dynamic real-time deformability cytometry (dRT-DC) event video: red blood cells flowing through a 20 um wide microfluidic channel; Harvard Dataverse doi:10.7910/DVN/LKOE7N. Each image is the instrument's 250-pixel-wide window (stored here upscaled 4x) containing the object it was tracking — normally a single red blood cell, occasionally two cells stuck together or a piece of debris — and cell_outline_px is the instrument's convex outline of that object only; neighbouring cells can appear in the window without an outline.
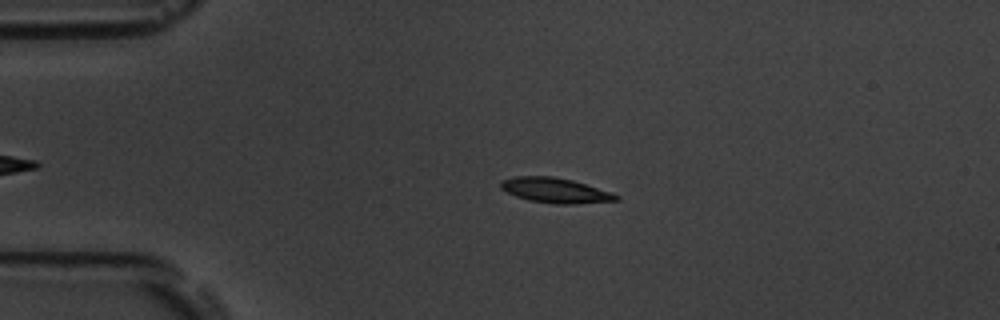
{"species": "common noctule bat (a hibernating species)", "species_latin": "Nyctalus noctula", "temperature_condition": "room temperature", "stored_images_in_passage": 45, "camera_frame_rate_fps": 3000, "um_per_image_px": 0.085, "animal": {"sex": "male", "body_mass_g": 19.5, "forearm_length_mm": 54.6}, "frame": {"image": 1, "passage_image": 9, "time_ms": 2.667, "image_size_px": [1000, 320], "cell_outline_px": [[620, 200], [572, 204], [556, 204], [528, 200], [516, 196], [500, 188], [500, 180], [516, 176], [552, 176], [572, 180], [612, 192], [620, 196]], "centroid_in_image_um": [47.2, 16.18], "position_along_channel_um": 37.8, "area_um2": 16.82}}
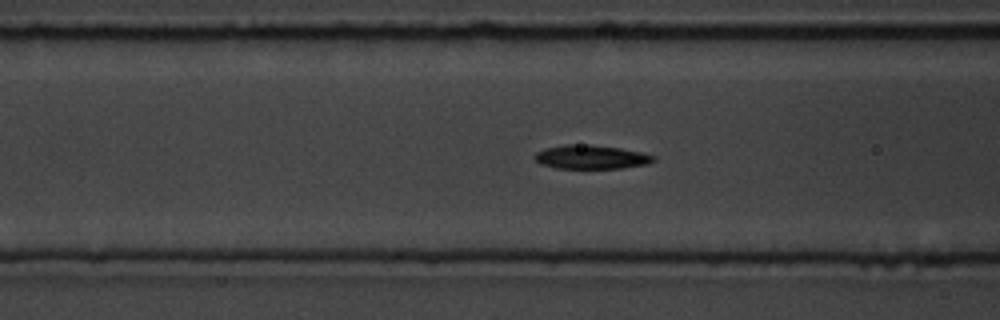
{"frame": {"image": 2, "passage_image": 18, "time_ms": 5.667, "image_size_px": [1000, 320], "cell_outline_px": [[656, 160], [648, 164], [620, 168], [556, 168], [540, 164], [536, 160], [536, 152], [544, 148], [564, 144], [588, 144], [620, 148], [640, 152], [656, 156]], "centroid_in_image_um": [50.25, 13.34], "position_along_channel_um": 116.3, "area_um2": 16.53}}
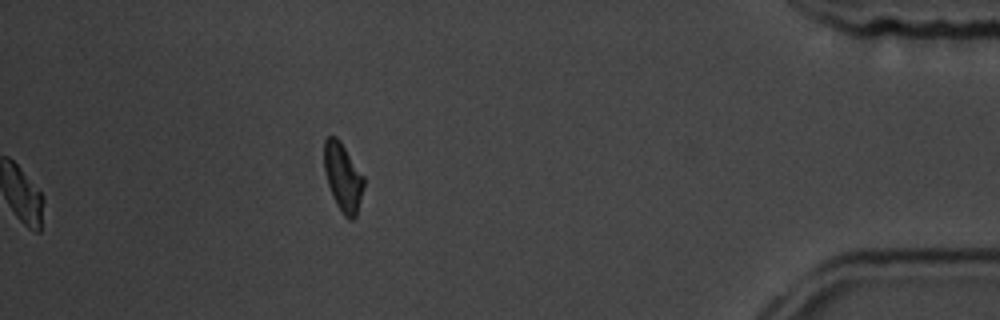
{"frame": {"image": 3, "passage_image": 45, "time_ms": 14.667, "image_size_px": [1000, 320], "cell_outline_px": [[364, 188], [356, 216], [352, 220], [348, 220], [344, 216], [336, 204], [328, 184], [324, 172], [324, 140], [328, 136], [336, 136], [340, 140], [364, 176]], "centroid_in_image_um": [29.15, 15.06], "position_along_channel_um": 406.0, "area_um2": 15.9}, "authors_computed_cell_mechanics": {"area_um2": 15.895, "velocity_mm_per_s": 3.7673, "shape_relaxation_time_tau1_ms": 1.8533, "shape_relaxation_time_tau2_ms": null, "deformation_change_tau1": 0.1355, "deformation_change_tau2": null}}